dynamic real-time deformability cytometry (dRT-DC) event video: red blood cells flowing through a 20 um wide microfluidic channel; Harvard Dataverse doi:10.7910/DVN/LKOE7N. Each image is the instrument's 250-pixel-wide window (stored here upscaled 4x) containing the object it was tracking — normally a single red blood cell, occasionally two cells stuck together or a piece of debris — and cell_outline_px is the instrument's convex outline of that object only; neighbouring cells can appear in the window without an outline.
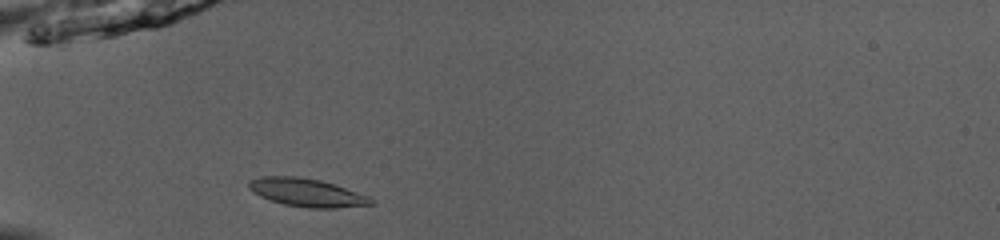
{"species": "common noctule bat (a hibernating species)", "species_latin": "Nyctalus noctula", "temperature_condition": "room temperature", "stored_images_in_passage": 35, "camera_frame_rate_fps": 3000, "um_per_image_px": 0.085, "animal": {"sex": "male", "body_mass_g": 13.0, "forearm_length_mm": 53.1}, "frame": {"image": 1, "passage_image": 2, "time_ms": 0.333, "image_size_px": [1000, 240], "cell_outline_px": [[376, 204], [336, 208], [308, 208], [284, 204], [260, 196], [248, 188], [248, 180], [264, 176], [296, 176], [320, 180], [368, 196]], "centroid_in_image_um": [26.05, 16.37], "position_along_channel_um": 58.9, "area_um2": 19.77}}
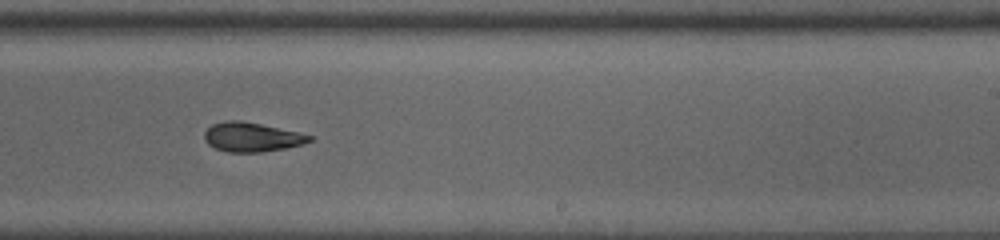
{"frame": {"image": 2, "passage_image": 18, "time_ms": 5.667, "image_size_px": [1000, 240], "cell_outline_px": [[312, 140], [304, 144], [284, 148], [260, 152], [228, 152], [216, 148], [208, 144], [204, 140], [204, 132], [212, 124], [228, 120], [240, 120], [260, 124], [296, 132], [312, 136]], "centroid_in_image_um": [21.36, 11.65], "position_along_channel_um": 267.6, "area_um2": 17.69}}
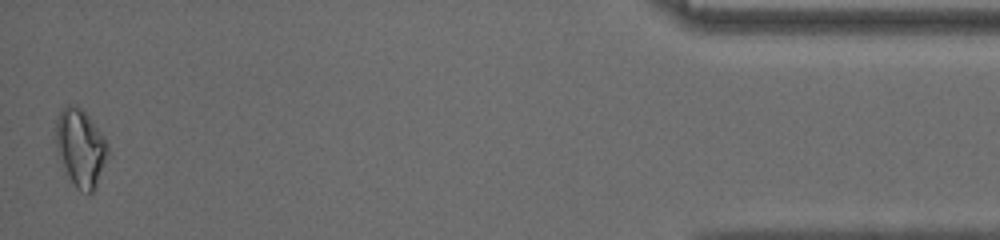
{"frame": {"image": 3, "passage_image": 35, "time_ms": 11.333, "image_size_px": [1000, 240], "cell_outline_px": [[108, 156], [96, 188], [92, 192], [80, 192], [76, 188], [68, 176], [56, 144], [56, 120], [60, 112], [68, 104], [76, 104], [88, 116], [104, 136], [108, 144]], "centroid_in_image_um": [6.88, 12.57], "position_along_channel_um": 428.3, "area_um2": 23.18}, "authors_computed_cell_mechanics": {"area_um2": 18.496, "velocity_mm_per_s": 4.0738, "shape_relaxation_time_tau1_ms": 7.2774, "shape_relaxation_time_tau2_ms": 3.726, "deformation_change_tau1": 0.193, "deformation_change_tau2": 0.1028}}